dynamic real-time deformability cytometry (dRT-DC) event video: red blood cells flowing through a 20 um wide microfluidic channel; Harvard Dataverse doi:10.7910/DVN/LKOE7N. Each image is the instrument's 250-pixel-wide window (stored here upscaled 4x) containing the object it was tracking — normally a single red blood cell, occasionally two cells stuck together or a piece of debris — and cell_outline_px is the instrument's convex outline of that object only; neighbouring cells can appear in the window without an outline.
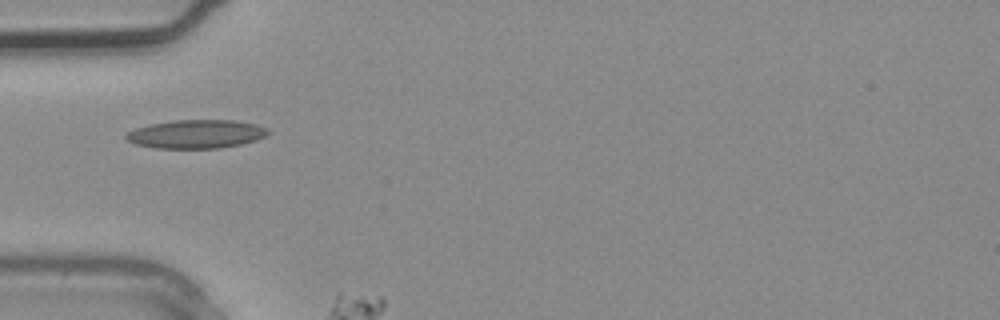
{"species": "common noctule bat (a hibernating species)", "species_latin": "Nyctalus noctula", "temperature_condition": "warm", "stored_images_in_passage": 4, "camera_frame_rate_fps": 3000, "um_per_image_px": 0.085, "animal": {"sex": "male", "body_mass_g": 20.4}, "frame": {"image": 1, "passage_image": 3, "time_ms": 0.667, "image_size_px": [1000, 320], "cell_outline_px": [[272, 132], [256, 140], [240, 144], [220, 148], [156, 148], [136, 144], [124, 140], [124, 136], [128, 132], [136, 128], [148, 124], [176, 120], [232, 120], [256, 124], [268, 128]], "centroid_in_image_um": [16.67, 11.39], "position_along_channel_um": 68.3, "area_um2": 23.7}}